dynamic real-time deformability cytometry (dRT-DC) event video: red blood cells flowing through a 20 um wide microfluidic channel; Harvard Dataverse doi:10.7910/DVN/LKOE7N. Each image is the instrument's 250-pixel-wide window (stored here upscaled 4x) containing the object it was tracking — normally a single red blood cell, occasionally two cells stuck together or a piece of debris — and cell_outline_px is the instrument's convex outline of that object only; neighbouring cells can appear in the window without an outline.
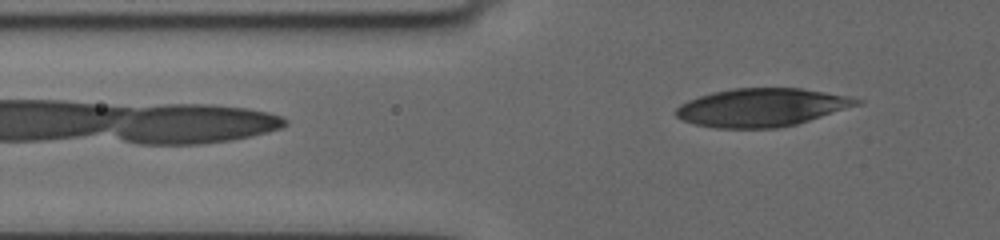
{"species": "human", "species_latin": "Homo sapiens", "temperature_condition": "cold", "stored_images_in_passage": 17, "camera_frame_rate_fps": 3000, "um_per_image_px": 0.085, "donor": {"sex": "female"}, "frame": {"image": 1, "passage_image": 17, "time_ms": 7.333, "image_size_px": [1000, 240], "cell_outline_px": [[864, 100], [860, 104], [796, 124], [776, 128], [716, 128], [696, 124], [684, 120], [676, 116], [676, 108], [680, 104], [688, 100], [712, 92], [732, 88], [800, 88], [848, 96]], "centroid_in_image_um": [64.73, 9.13], "position_along_channel_um": 61.1, "area_um2": 39.88}}